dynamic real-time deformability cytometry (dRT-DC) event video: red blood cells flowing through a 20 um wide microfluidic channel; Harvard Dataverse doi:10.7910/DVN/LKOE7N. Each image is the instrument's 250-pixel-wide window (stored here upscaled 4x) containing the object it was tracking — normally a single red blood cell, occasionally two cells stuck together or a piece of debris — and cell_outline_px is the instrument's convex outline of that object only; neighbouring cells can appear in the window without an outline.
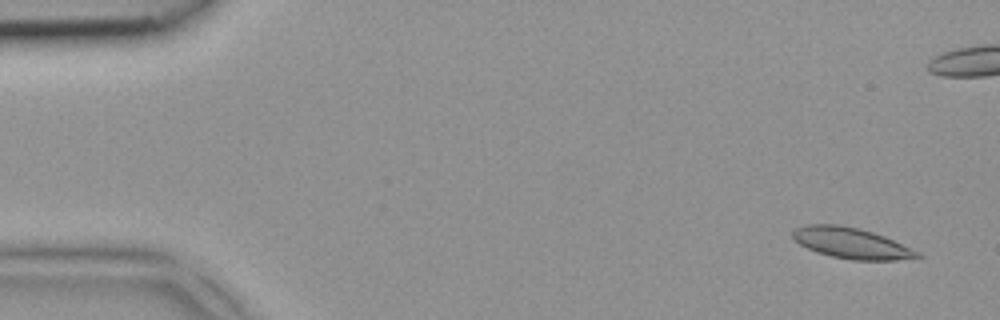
{"species": "common noctule bat (a hibernating species)", "species_latin": "Nyctalus noctula", "temperature_condition": "room temperature", "stored_images_in_passage": 4, "camera_frame_rate_fps": 3000, "um_per_image_px": 0.085, "animal": {"sex": "female", "body_mass_g": 18.4}, "frame": {"image": 1, "passage_image": 1, "time_ms": 0.0, "image_size_px": [1000, 320], "cell_outline_px": [[924, 256], [896, 260], [852, 260], [832, 256], [816, 252], [792, 240], [792, 232], [796, 228], [808, 224], [840, 224], [860, 228], [884, 236], [920, 252]], "centroid_in_image_um": [72.34, 20.66], "position_along_channel_um": 12.7, "area_um2": 22.43}}